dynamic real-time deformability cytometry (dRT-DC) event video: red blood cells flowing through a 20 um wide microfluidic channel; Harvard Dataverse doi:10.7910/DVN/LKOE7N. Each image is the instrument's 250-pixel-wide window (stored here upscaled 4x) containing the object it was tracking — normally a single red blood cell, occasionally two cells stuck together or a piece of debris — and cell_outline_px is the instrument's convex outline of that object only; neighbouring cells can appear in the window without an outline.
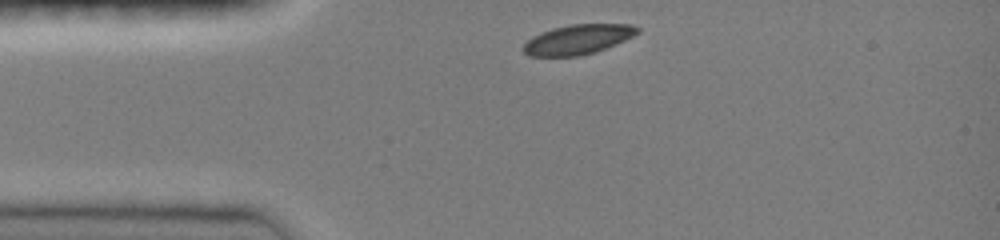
{"species": "common noctule bat (a hibernating species)", "species_latin": "Nyctalus noctula", "temperature_condition": "room temperature", "stored_images_in_passage": 11, "camera_frame_rate_fps": 3000, "um_per_image_px": 0.085, "animal": {"sex": "female", "body_mass_g": 19.0, "forearm_length_mm": 51.5}, "frame": {"image": 1, "passage_image": 1, "time_ms": 0.0, "image_size_px": [1000, 240], "cell_outline_px": [[640, 32], [624, 40], [596, 52], [580, 56], [528, 56], [520, 48], [532, 36], [540, 32], [552, 28], [572, 24], [632, 24], [640, 28]], "centroid_in_image_um": [49.09, 3.35], "position_along_channel_um": 35.9, "area_um2": 19.88}}
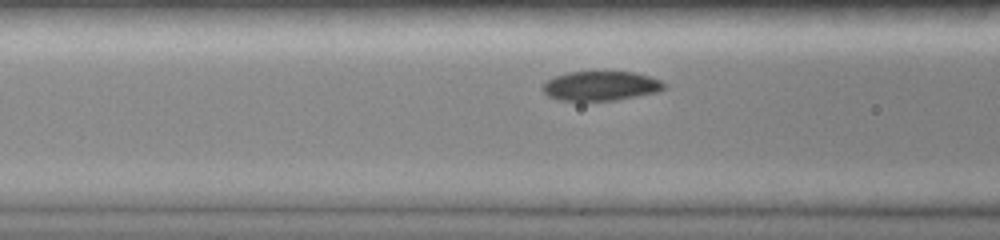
{"frame": {"image": 2, "passage_image": 7, "time_ms": 2.667, "image_size_px": [1000, 240], "cell_outline_px": [[668, 84], [660, 92], [616, 100], [560, 100], [548, 96], [540, 88], [552, 76], [568, 72], [632, 72], [648, 76], [660, 80]], "centroid_in_image_um": [51.07, 7.3], "position_along_channel_um": 115.5, "area_um2": 20.87}}
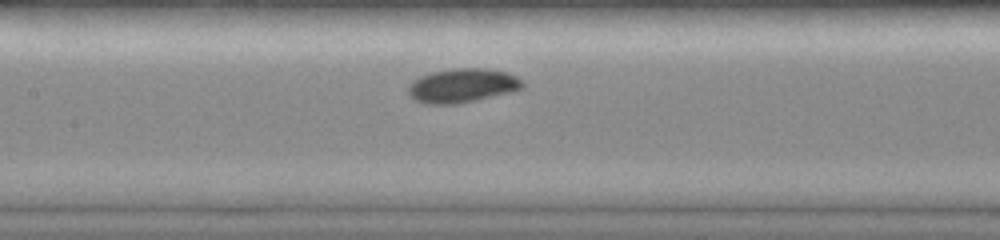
{"frame": {"image": 3, "passage_image": 10, "time_ms": 4.0, "image_size_px": [1000, 240], "cell_outline_px": [[524, 88], [512, 92], [456, 104], [424, 104], [416, 100], [408, 92], [408, 88], [412, 80], [420, 76], [432, 72], [456, 68], [488, 68], [508, 72], [524, 80]], "centroid_in_image_um": [39.34, 7.26], "position_along_channel_um": 168.1, "area_um2": 22.83}}